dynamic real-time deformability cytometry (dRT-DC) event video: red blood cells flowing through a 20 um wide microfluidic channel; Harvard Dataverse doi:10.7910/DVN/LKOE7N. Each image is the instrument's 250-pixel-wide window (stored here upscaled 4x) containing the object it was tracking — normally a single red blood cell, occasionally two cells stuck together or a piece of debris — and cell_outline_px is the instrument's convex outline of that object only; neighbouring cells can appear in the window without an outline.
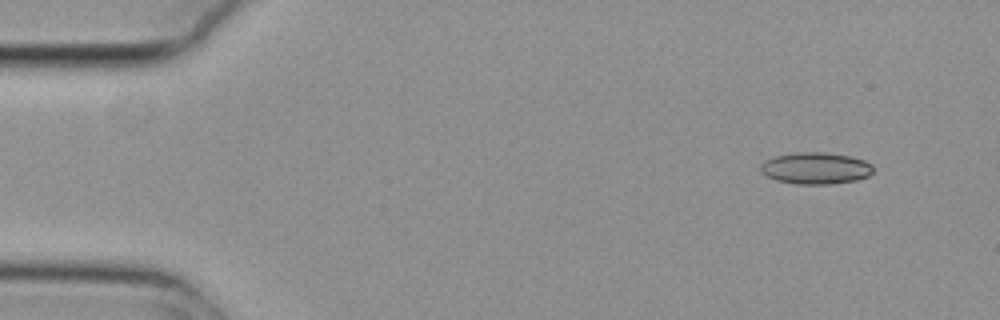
{"species": "common noctule bat (a hibernating species)", "species_latin": "Nyctalus noctula", "temperature_condition": "cold", "stored_images_in_passage": 8, "camera_frame_rate_fps": 3000, "um_per_image_px": 0.085, "animal": {"sex": "female", "body_mass_g": 29.2, "forearm_length_mm": 56.3}, "frame": {"image": 1, "passage_image": 1, "time_ms": 0.0, "image_size_px": [1000, 320], "cell_outline_px": [[872, 172], [868, 176], [856, 180], [828, 184], [796, 184], [776, 180], [760, 172], [760, 164], [764, 160], [772, 156], [800, 152], [828, 152], [848, 156], [864, 160], [872, 164]], "centroid_in_image_um": [69.29, 14.29], "position_along_channel_um": 15.7, "area_um2": 20.87}}